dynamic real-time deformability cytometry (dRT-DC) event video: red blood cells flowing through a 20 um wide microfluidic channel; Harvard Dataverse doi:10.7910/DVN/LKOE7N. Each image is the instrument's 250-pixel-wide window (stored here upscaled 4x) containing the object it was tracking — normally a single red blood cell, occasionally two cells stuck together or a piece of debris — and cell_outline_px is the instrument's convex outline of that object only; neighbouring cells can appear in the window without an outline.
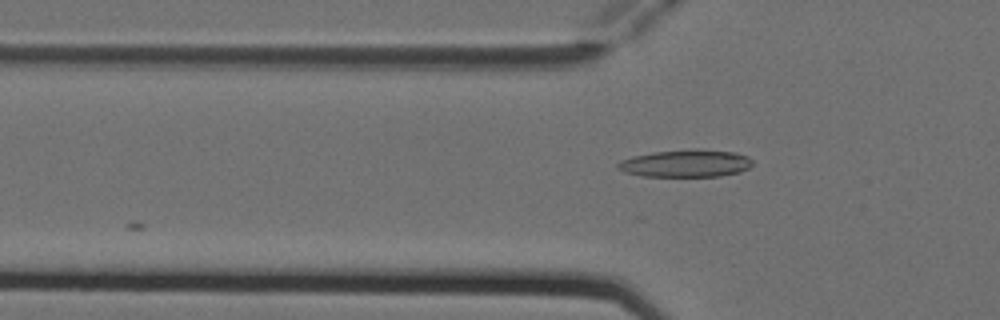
{"species": "Egyptian fruit bat (a non-hibernating species)", "species_latin": "Rousettus aegyptiacus", "temperature_condition": "cold", "stored_images_in_passage": 3, "camera_frame_rate_fps": 3000, "um_per_image_px": 0.085, "animal": {"sex": "female"}, "frame": {"image": 1, "passage_image": 3, "time_ms": 0.667, "image_size_px": [1000, 320], "cell_outline_px": [[752, 164], [748, 168], [740, 172], [720, 176], [640, 176], [624, 172], [616, 168], [616, 164], [620, 160], [632, 156], [652, 152], [736, 152], [748, 156], [752, 160]], "centroid_in_image_um": [58.23, 13.94], "position_along_channel_um": 67.6, "area_um2": 20.63}}